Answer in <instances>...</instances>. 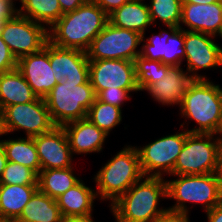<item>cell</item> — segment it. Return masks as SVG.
<instances>
[{
	"label": "cell",
	"instance_id": "cell-1",
	"mask_svg": "<svg viewBox=\"0 0 222 222\" xmlns=\"http://www.w3.org/2000/svg\"><path fill=\"white\" fill-rule=\"evenodd\" d=\"M108 22V15L92 0H87L76 10L63 14L48 29L49 42L86 52Z\"/></svg>",
	"mask_w": 222,
	"mask_h": 222
},
{
	"label": "cell",
	"instance_id": "cell-2",
	"mask_svg": "<svg viewBox=\"0 0 222 222\" xmlns=\"http://www.w3.org/2000/svg\"><path fill=\"white\" fill-rule=\"evenodd\" d=\"M163 178L144 176L112 203L110 209L116 222H155L167 210L158 206L160 197L167 198Z\"/></svg>",
	"mask_w": 222,
	"mask_h": 222
},
{
	"label": "cell",
	"instance_id": "cell-3",
	"mask_svg": "<svg viewBox=\"0 0 222 222\" xmlns=\"http://www.w3.org/2000/svg\"><path fill=\"white\" fill-rule=\"evenodd\" d=\"M181 116L194 120L199 127L190 133L216 134L222 131V88L209 79H194L180 105Z\"/></svg>",
	"mask_w": 222,
	"mask_h": 222
},
{
	"label": "cell",
	"instance_id": "cell-4",
	"mask_svg": "<svg viewBox=\"0 0 222 222\" xmlns=\"http://www.w3.org/2000/svg\"><path fill=\"white\" fill-rule=\"evenodd\" d=\"M144 177L136 146H126L98 171L94 180L97 197L114 203L134 183Z\"/></svg>",
	"mask_w": 222,
	"mask_h": 222
},
{
	"label": "cell",
	"instance_id": "cell-5",
	"mask_svg": "<svg viewBox=\"0 0 222 222\" xmlns=\"http://www.w3.org/2000/svg\"><path fill=\"white\" fill-rule=\"evenodd\" d=\"M175 180H166L167 198L175 199L176 204L167 209L188 213L186 202L198 203L209 211L222 203V181L218 173L175 175Z\"/></svg>",
	"mask_w": 222,
	"mask_h": 222
},
{
	"label": "cell",
	"instance_id": "cell-6",
	"mask_svg": "<svg viewBox=\"0 0 222 222\" xmlns=\"http://www.w3.org/2000/svg\"><path fill=\"white\" fill-rule=\"evenodd\" d=\"M96 94L88 80L78 82H58L44 98L50 117L55 126L87 118V112L94 103Z\"/></svg>",
	"mask_w": 222,
	"mask_h": 222
},
{
	"label": "cell",
	"instance_id": "cell-7",
	"mask_svg": "<svg viewBox=\"0 0 222 222\" xmlns=\"http://www.w3.org/2000/svg\"><path fill=\"white\" fill-rule=\"evenodd\" d=\"M215 135L189 133L178 155L173 175L218 173L222 138H214Z\"/></svg>",
	"mask_w": 222,
	"mask_h": 222
},
{
	"label": "cell",
	"instance_id": "cell-8",
	"mask_svg": "<svg viewBox=\"0 0 222 222\" xmlns=\"http://www.w3.org/2000/svg\"><path fill=\"white\" fill-rule=\"evenodd\" d=\"M138 32L107 23L92 40L86 55L89 61L122 59L134 61L140 55L138 46L145 41ZM137 49V50H136Z\"/></svg>",
	"mask_w": 222,
	"mask_h": 222
},
{
	"label": "cell",
	"instance_id": "cell-9",
	"mask_svg": "<svg viewBox=\"0 0 222 222\" xmlns=\"http://www.w3.org/2000/svg\"><path fill=\"white\" fill-rule=\"evenodd\" d=\"M189 133L182 130L143 147H136L143 175L162 177L166 173L173 176L175 163Z\"/></svg>",
	"mask_w": 222,
	"mask_h": 222
},
{
	"label": "cell",
	"instance_id": "cell-10",
	"mask_svg": "<svg viewBox=\"0 0 222 222\" xmlns=\"http://www.w3.org/2000/svg\"><path fill=\"white\" fill-rule=\"evenodd\" d=\"M1 121L3 135L20 129L26 132V137H34L55 127L45 100L40 97L29 103L6 107L2 111Z\"/></svg>",
	"mask_w": 222,
	"mask_h": 222
},
{
	"label": "cell",
	"instance_id": "cell-11",
	"mask_svg": "<svg viewBox=\"0 0 222 222\" xmlns=\"http://www.w3.org/2000/svg\"><path fill=\"white\" fill-rule=\"evenodd\" d=\"M47 28L17 13L12 19L3 23L0 35L18 60L45 47L49 41Z\"/></svg>",
	"mask_w": 222,
	"mask_h": 222
},
{
	"label": "cell",
	"instance_id": "cell-12",
	"mask_svg": "<svg viewBox=\"0 0 222 222\" xmlns=\"http://www.w3.org/2000/svg\"><path fill=\"white\" fill-rule=\"evenodd\" d=\"M89 81L96 95L104 89L139 90L135 63L129 60L89 61Z\"/></svg>",
	"mask_w": 222,
	"mask_h": 222
},
{
	"label": "cell",
	"instance_id": "cell-13",
	"mask_svg": "<svg viewBox=\"0 0 222 222\" xmlns=\"http://www.w3.org/2000/svg\"><path fill=\"white\" fill-rule=\"evenodd\" d=\"M214 36L201 32L184 30V50L187 61V72L193 79H207L199 75L200 69L222 66V47L213 40Z\"/></svg>",
	"mask_w": 222,
	"mask_h": 222
},
{
	"label": "cell",
	"instance_id": "cell-14",
	"mask_svg": "<svg viewBox=\"0 0 222 222\" xmlns=\"http://www.w3.org/2000/svg\"><path fill=\"white\" fill-rule=\"evenodd\" d=\"M167 28L170 32L162 30L146 39V44L140 49V56L169 66H178L185 60L184 30L176 26Z\"/></svg>",
	"mask_w": 222,
	"mask_h": 222
},
{
	"label": "cell",
	"instance_id": "cell-15",
	"mask_svg": "<svg viewBox=\"0 0 222 222\" xmlns=\"http://www.w3.org/2000/svg\"><path fill=\"white\" fill-rule=\"evenodd\" d=\"M49 60L57 82H78L89 80V60L86 52L61 48L49 42Z\"/></svg>",
	"mask_w": 222,
	"mask_h": 222
},
{
	"label": "cell",
	"instance_id": "cell-16",
	"mask_svg": "<svg viewBox=\"0 0 222 222\" xmlns=\"http://www.w3.org/2000/svg\"><path fill=\"white\" fill-rule=\"evenodd\" d=\"M17 69L37 97L45 98L58 83L49 60V41L39 52L18 59Z\"/></svg>",
	"mask_w": 222,
	"mask_h": 222
},
{
	"label": "cell",
	"instance_id": "cell-17",
	"mask_svg": "<svg viewBox=\"0 0 222 222\" xmlns=\"http://www.w3.org/2000/svg\"><path fill=\"white\" fill-rule=\"evenodd\" d=\"M41 170L72 167V152L63 127L33 137Z\"/></svg>",
	"mask_w": 222,
	"mask_h": 222
},
{
	"label": "cell",
	"instance_id": "cell-18",
	"mask_svg": "<svg viewBox=\"0 0 222 222\" xmlns=\"http://www.w3.org/2000/svg\"><path fill=\"white\" fill-rule=\"evenodd\" d=\"M182 23L188 29L182 28ZM179 28L222 37V0L206 5L182 3Z\"/></svg>",
	"mask_w": 222,
	"mask_h": 222
},
{
	"label": "cell",
	"instance_id": "cell-19",
	"mask_svg": "<svg viewBox=\"0 0 222 222\" xmlns=\"http://www.w3.org/2000/svg\"><path fill=\"white\" fill-rule=\"evenodd\" d=\"M73 154L100 152L107 134L94 125L88 118L79 119L62 126Z\"/></svg>",
	"mask_w": 222,
	"mask_h": 222
},
{
	"label": "cell",
	"instance_id": "cell-20",
	"mask_svg": "<svg viewBox=\"0 0 222 222\" xmlns=\"http://www.w3.org/2000/svg\"><path fill=\"white\" fill-rule=\"evenodd\" d=\"M194 79L181 66H170L162 80L150 85L146 91L163 105H181L189 84Z\"/></svg>",
	"mask_w": 222,
	"mask_h": 222
},
{
	"label": "cell",
	"instance_id": "cell-21",
	"mask_svg": "<svg viewBox=\"0 0 222 222\" xmlns=\"http://www.w3.org/2000/svg\"><path fill=\"white\" fill-rule=\"evenodd\" d=\"M145 0H130L108 15L109 23L115 27L138 32L142 37L145 30L152 25L148 4Z\"/></svg>",
	"mask_w": 222,
	"mask_h": 222
},
{
	"label": "cell",
	"instance_id": "cell-22",
	"mask_svg": "<svg viewBox=\"0 0 222 222\" xmlns=\"http://www.w3.org/2000/svg\"><path fill=\"white\" fill-rule=\"evenodd\" d=\"M37 98L17 68L0 74V106L2 111L10 105L29 103Z\"/></svg>",
	"mask_w": 222,
	"mask_h": 222
},
{
	"label": "cell",
	"instance_id": "cell-23",
	"mask_svg": "<svg viewBox=\"0 0 222 222\" xmlns=\"http://www.w3.org/2000/svg\"><path fill=\"white\" fill-rule=\"evenodd\" d=\"M96 191L85 186L80 180L72 188L59 196L56 201L63 218L69 216H86L92 214Z\"/></svg>",
	"mask_w": 222,
	"mask_h": 222
},
{
	"label": "cell",
	"instance_id": "cell-24",
	"mask_svg": "<svg viewBox=\"0 0 222 222\" xmlns=\"http://www.w3.org/2000/svg\"><path fill=\"white\" fill-rule=\"evenodd\" d=\"M19 222H62L63 216L55 199L39 189L25 205Z\"/></svg>",
	"mask_w": 222,
	"mask_h": 222
},
{
	"label": "cell",
	"instance_id": "cell-25",
	"mask_svg": "<svg viewBox=\"0 0 222 222\" xmlns=\"http://www.w3.org/2000/svg\"><path fill=\"white\" fill-rule=\"evenodd\" d=\"M38 185L0 184V217L18 219Z\"/></svg>",
	"mask_w": 222,
	"mask_h": 222
},
{
	"label": "cell",
	"instance_id": "cell-26",
	"mask_svg": "<svg viewBox=\"0 0 222 222\" xmlns=\"http://www.w3.org/2000/svg\"><path fill=\"white\" fill-rule=\"evenodd\" d=\"M73 172V167L40 170L38 189L56 200L81 180Z\"/></svg>",
	"mask_w": 222,
	"mask_h": 222
},
{
	"label": "cell",
	"instance_id": "cell-27",
	"mask_svg": "<svg viewBox=\"0 0 222 222\" xmlns=\"http://www.w3.org/2000/svg\"><path fill=\"white\" fill-rule=\"evenodd\" d=\"M8 161L29 167L37 175L41 170L33 137L0 140Z\"/></svg>",
	"mask_w": 222,
	"mask_h": 222
},
{
	"label": "cell",
	"instance_id": "cell-28",
	"mask_svg": "<svg viewBox=\"0 0 222 222\" xmlns=\"http://www.w3.org/2000/svg\"><path fill=\"white\" fill-rule=\"evenodd\" d=\"M21 8L18 14L40 24L48 26V29L62 16V10L58 0H20Z\"/></svg>",
	"mask_w": 222,
	"mask_h": 222
},
{
	"label": "cell",
	"instance_id": "cell-29",
	"mask_svg": "<svg viewBox=\"0 0 222 222\" xmlns=\"http://www.w3.org/2000/svg\"><path fill=\"white\" fill-rule=\"evenodd\" d=\"M122 109L95 98L87 112V118L99 129L109 135L110 131L122 121Z\"/></svg>",
	"mask_w": 222,
	"mask_h": 222
},
{
	"label": "cell",
	"instance_id": "cell-30",
	"mask_svg": "<svg viewBox=\"0 0 222 222\" xmlns=\"http://www.w3.org/2000/svg\"><path fill=\"white\" fill-rule=\"evenodd\" d=\"M134 63L137 86L140 91L146 90L150 85L165 78L170 67L169 65L146 59L140 55L134 60Z\"/></svg>",
	"mask_w": 222,
	"mask_h": 222
},
{
	"label": "cell",
	"instance_id": "cell-31",
	"mask_svg": "<svg viewBox=\"0 0 222 222\" xmlns=\"http://www.w3.org/2000/svg\"><path fill=\"white\" fill-rule=\"evenodd\" d=\"M183 0H151L148 9L152 23L160 19L166 26L180 27Z\"/></svg>",
	"mask_w": 222,
	"mask_h": 222
},
{
	"label": "cell",
	"instance_id": "cell-32",
	"mask_svg": "<svg viewBox=\"0 0 222 222\" xmlns=\"http://www.w3.org/2000/svg\"><path fill=\"white\" fill-rule=\"evenodd\" d=\"M38 175L29 167L8 161L0 179V184L38 185Z\"/></svg>",
	"mask_w": 222,
	"mask_h": 222
},
{
	"label": "cell",
	"instance_id": "cell-33",
	"mask_svg": "<svg viewBox=\"0 0 222 222\" xmlns=\"http://www.w3.org/2000/svg\"><path fill=\"white\" fill-rule=\"evenodd\" d=\"M134 91L140 90L104 89L96 95V98L104 103L122 108L123 101L130 100L129 93Z\"/></svg>",
	"mask_w": 222,
	"mask_h": 222
},
{
	"label": "cell",
	"instance_id": "cell-34",
	"mask_svg": "<svg viewBox=\"0 0 222 222\" xmlns=\"http://www.w3.org/2000/svg\"><path fill=\"white\" fill-rule=\"evenodd\" d=\"M18 60L0 35V74L17 68Z\"/></svg>",
	"mask_w": 222,
	"mask_h": 222
},
{
	"label": "cell",
	"instance_id": "cell-35",
	"mask_svg": "<svg viewBox=\"0 0 222 222\" xmlns=\"http://www.w3.org/2000/svg\"><path fill=\"white\" fill-rule=\"evenodd\" d=\"M155 222H190L188 213L167 209Z\"/></svg>",
	"mask_w": 222,
	"mask_h": 222
},
{
	"label": "cell",
	"instance_id": "cell-36",
	"mask_svg": "<svg viewBox=\"0 0 222 222\" xmlns=\"http://www.w3.org/2000/svg\"><path fill=\"white\" fill-rule=\"evenodd\" d=\"M97 4L107 15L111 14L115 9L121 7L124 3L130 0H92Z\"/></svg>",
	"mask_w": 222,
	"mask_h": 222
},
{
	"label": "cell",
	"instance_id": "cell-37",
	"mask_svg": "<svg viewBox=\"0 0 222 222\" xmlns=\"http://www.w3.org/2000/svg\"><path fill=\"white\" fill-rule=\"evenodd\" d=\"M17 13L18 9L10 2L0 0V20L12 19Z\"/></svg>",
	"mask_w": 222,
	"mask_h": 222
},
{
	"label": "cell",
	"instance_id": "cell-38",
	"mask_svg": "<svg viewBox=\"0 0 222 222\" xmlns=\"http://www.w3.org/2000/svg\"><path fill=\"white\" fill-rule=\"evenodd\" d=\"M58 1L63 15L76 10L78 7L83 5L87 0H58Z\"/></svg>",
	"mask_w": 222,
	"mask_h": 222
},
{
	"label": "cell",
	"instance_id": "cell-39",
	"mask_svg": "<svg viewBox=\"0 0 222 222\" xmlns=\"http://www.w3.org/2000/svg\"><path fill=\"white\" fill-rule=\"evenodd\" d=\"M208 222H222V203L206 212Z\"/></svg>",
	"mask_w": 222,
	"mask_h": 222
},
{
	"label": "cell",
	"instance_id": "cell-40",
	"mask_svg": "<svg viewBox=\"0 0 222 222\" xmlns=\"http://www.w3.org/2000/svg\"><path fill=\"white\" fill-rule=\"evenodd\" d=\"M62 222H95L93 221L92 214L86 216H69L63 218Z\"/></svg>",
	"mask_w": 222,
	"mask_h": 222
},
{
	"label": "cell",
	"instance_id": "cell-41",
	"mask_svg": "<svg viewBox=\"0 0 222 222\" xmlns=\"http://www.w3.org/2000/svg\"><path fill=\"white\" fill-rule=\"evenodd\" d=\"M7 162H8V160L6 158V153H5L2 143L0 141V179L2 177V174H3V171L6 167Z\"/></svg>",
	"mask_w": 222,
	"mask_h": 222
},
{
	"label": "cell",
	"instance_id": "cell-42",
	"mask_svg": "<svg viewBox=\"0 0 222 222\" xmlns=\"http://www.w3.org/2000/svg\"><path fill=\"white\" fill-rule=\"evenodd\" d=\"M218 1L219 0H183V3L206 5V4H213V3L218 2Z\"/></svg>",
	"mask_w": 222,
	"mask_h": 222
},
{
	"label": "cell",
	"instance_id": "cell-43",
	"mask_svg": "<svg viewBox=\"0 0 222 222\" xmlns=\"http://www.w3.org/2000/svg\"><path fill=\"white\" fill-rule=\"evenodd\" d=\"M219 177L222 181V147L220 150V160H219V171H218Z\"/></svg>",
	"mask_w": 222,
	"mask_h": 222
},
{
	"label": "cell",
	"instance_id": "cell-44",
	"mask_svg": "<svg viewBox=\"0 0 222 222\" xmlns=\"http://www.w3.org/2000/svg\"><path fill=\"white\" fill-rule=\"evenodd\" d=\"M0 222H19L18 219L15 218H3L0 217Z\"/></svg>",
	"mask_w": 222,
	"mask_h": 222
},
{
	"label": "cell",
	"instance_id": "cell-45",
	"mask_svg": "<svg viewBox=\"0 0 222 222\" xmlns=\"http://www.w3.org/2000/svg\"><path fill=\"white\" fill-rule=\"evenodd\" d=\"M1 116H2V115H0V136L3 135Z\"/></svg>",
	"mask_w": 222,
	"mask_h": 222
},
{
	"label": "cell",
	"instance_id": "cell-46",
	"mask_svg": "<svg viewBox=\"0 0 222 222\" xmlns=\"http://www.w3.org/2000/svg\"><path fill=\"white\" fill-rule=\"evenodd\" d=\"M6 20H0V33L2 31V26H3V23L5 22Z\"/></svg>",
	"mask_w": 222,
	"mask_h": 222
},
{
	"label": "cell",
	"instance_id": "cell-47",
	"mask_svg": "<svg viewBox=\"0 0 222 222\" xmlns=\"http://www.w3.org/2000/svg\"><path fill=\"white\" fill-rule=\"evenodd\" d=\"M3 1H6V2H10L13 6H14V0H3Z\"/></svg>",
	"mask_w": 222,
	"mask_h": 222
}]
</instances>
